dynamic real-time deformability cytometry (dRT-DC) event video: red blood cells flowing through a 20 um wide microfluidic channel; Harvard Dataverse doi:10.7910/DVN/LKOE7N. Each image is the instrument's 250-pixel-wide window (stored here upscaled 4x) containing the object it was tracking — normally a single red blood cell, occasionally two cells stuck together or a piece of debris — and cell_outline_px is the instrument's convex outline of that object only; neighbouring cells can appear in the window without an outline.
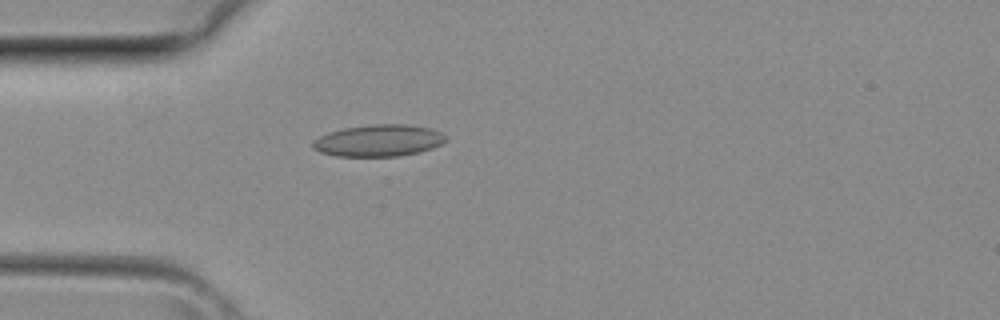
{"species": "common noctule bat (a hibernating species)", "species_latin": "Nyctalus noctula", "temperature_condition": "room temperature", "stored_images_in_passage": 32, "camera_frame_rate_fps": 3000, "um_per_image_px": 0.085, "animal": {"sex": "female", "body_mass_g": 29.2, "forearm_length_mm": 56.3}, "frame": {"image": 1, "passage_image": 4, "time_ms": 1.0, "image_size_px": [1000, 320], "cell_outline_px": [[448, 140], [432, 148], [420, 152], [396, 156], [336, 156], [320, 152], [312, 148], [312, 140], [328, 132], [344, 128], [368, 124], [408, 124], [432, 128], [448, 136]], "centroid_in_image_um": [32.19, 11.93], "position_along_channel_um": 52.8, "area_um2": 24.91}}
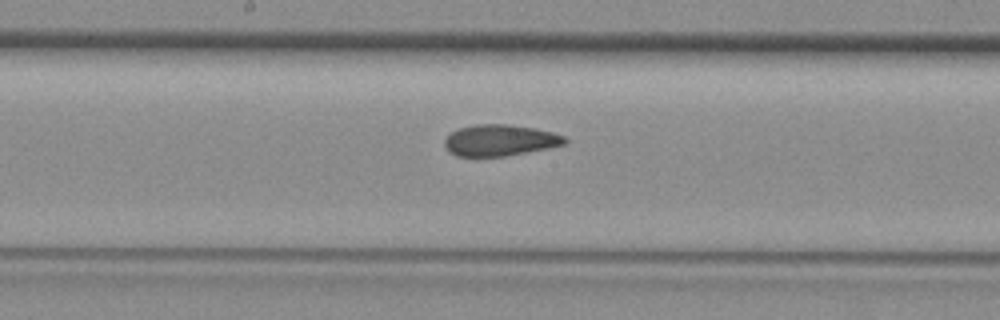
{"frame": {"image": 2, "passage_image": 13, "time_ms": 4.0, "image_size_px": [1000, 320], "cell_outline_px": [[568, 140], [564, 144], [548, 148], [504, 156], [456, 156], [448, 152], [444, 148], [444, 140], [452, 132], [460, 128], [476, 124], [512, 124], [536, 128], [552, 132], [564, 136]], "centroid_in_image_um": [42.48, 11.92], "position_along_channel_um": 205.7, "area_um2": 21.96}}
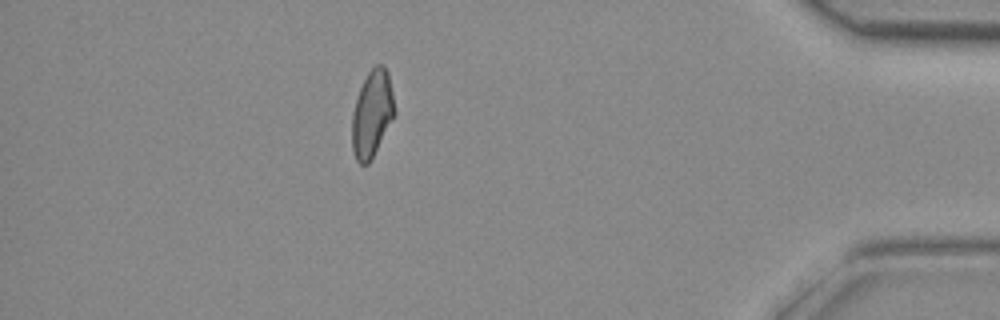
{"frame": {"image": 3, "passage_image": 27, "time_ms": 8.667, "image_size_px": [1000, 320], "cell_outline_px": [[396, 112], [368, 164], [360, 164], [356, 160], [352, 148], [352, 112], [360, 88], [368, 72], [376, 64], [380, 64], [388, 72]], "centroid_in_image_um": [31.61, 9.66], "position_along_channel_um": 403.6, "area_um2": 21.1}}